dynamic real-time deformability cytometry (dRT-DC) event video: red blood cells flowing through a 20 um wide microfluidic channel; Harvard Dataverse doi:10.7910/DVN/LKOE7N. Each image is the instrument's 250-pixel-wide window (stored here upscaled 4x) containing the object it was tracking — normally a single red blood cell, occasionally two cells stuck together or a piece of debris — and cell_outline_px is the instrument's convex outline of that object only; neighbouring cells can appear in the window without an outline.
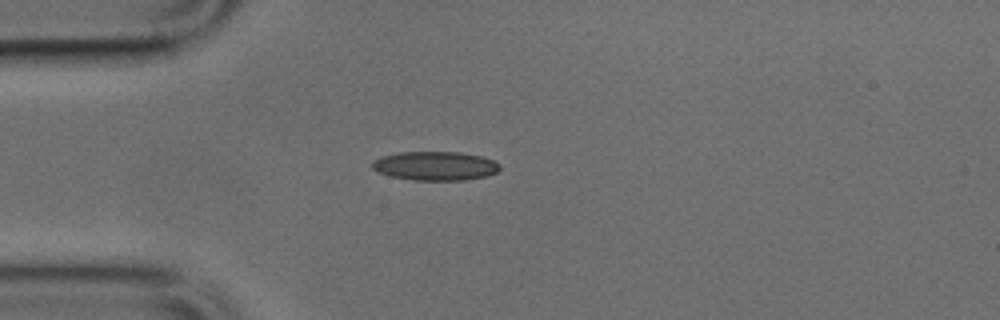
{"species": "common noctule bat (a hibernating species)", "species_latin": "Nyctalus noctula", "temperature_condition": "cold", "stored_images_in_passage": 31, "camera_frame_rate_fps": 3000, "um_per_image_px": 0.085, "animal": {"sex": "male", "body_mass_g": 17.9, "forearm_length_mm": 54.2}, "frame": {"image": 1, "passage_image": 1, "time_ms": 0.0, "image_size_px": [1000, 320], "cell_outline_px": [[500, 168], [496, 172], [488, 176], [464, 180], [412, 180], [392, 176], [380, 172], [372, 168], [372, 160], [380, 156], [400, 152], [460, 152], [480, 156], [492, 160], [500, 164]], "centroid_in_image_um": [36.99, 14.1], "position_along_channel_um": 48.0, "area_um2": 21.5}}
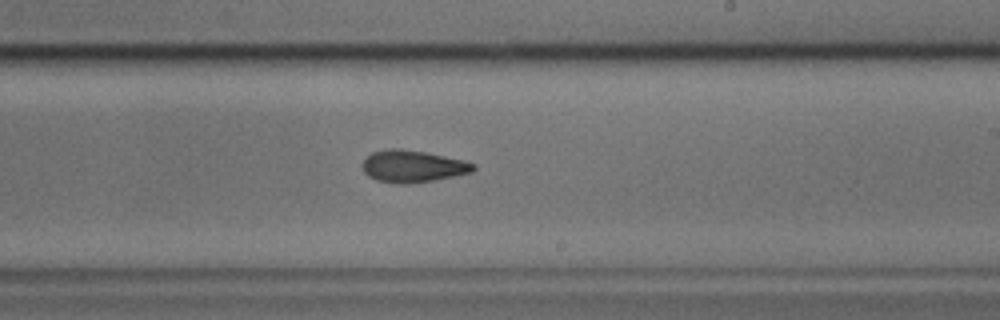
{"frame": {"image": 2, "passage_image": 17, "time_ms": 5.333, "image_size_px": [1000, 320], "cell_outline_px": [[476, 168], [472, 172], [432, 180], [408, 184], [400, 184], [376, 180], [368, 176], [364, 172], [364, 160], [372, 152], [392, 148], [400, 148], [424, 152], [464, 160], [476, 164]], "centroid_in_image_um": [35.09, 14.13], "position_along_channel_um": 253.9, "area_um2": 20.46}}
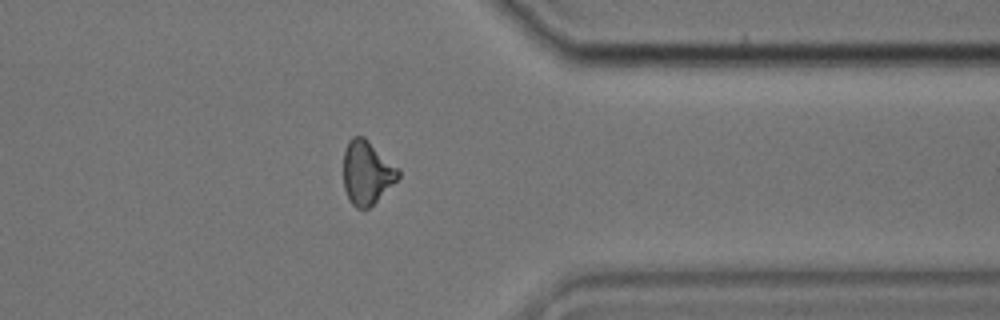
{"frame": {"image": 3, "passage_image": 27, "time_ms": 8.667, "image_size_px": [1000, 320], "cell_outline_px": [[400, 176], [368, 208], [356, 208], [348, 200], [344, 188], [344, 152], [348, 140], [352, 136], [364, 136], [400, 168]], "centroid_in_image_um": [31.18, 14.63], "position_along_channel_um": 380.2, "area_um2": 20.29}}